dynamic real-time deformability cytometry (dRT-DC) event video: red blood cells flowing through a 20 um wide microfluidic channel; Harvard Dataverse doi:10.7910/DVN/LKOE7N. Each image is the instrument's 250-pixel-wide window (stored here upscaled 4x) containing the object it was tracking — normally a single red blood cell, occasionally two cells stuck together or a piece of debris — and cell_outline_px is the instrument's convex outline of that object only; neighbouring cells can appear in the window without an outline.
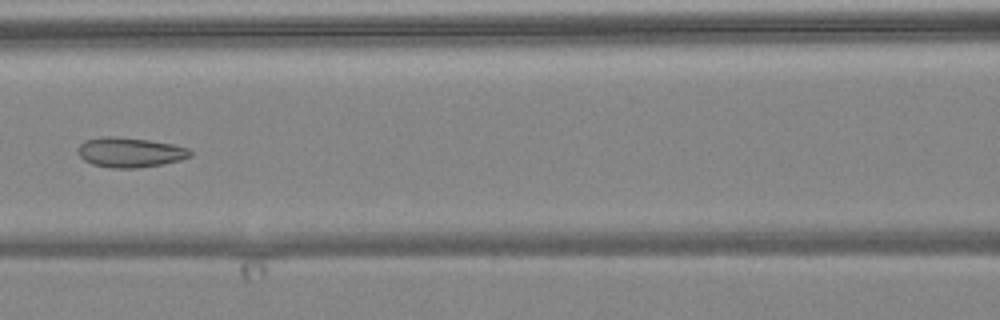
{"species": "common noctule bat (a hibernating species)", "species_latin": "Nyctalus noctula", "temperature_condition": "warm", "stored_images_in_passage": 7, "camera_frame_rate_fps": 3000, "um_per_image_px": 0.085, "animal": {"sex": "female", "body_mass_g": 24.6, "forearm_length_mm": 56.2}, "frame": {"image": 1, "passage_image": 6, "time_ms": 5.667, "image_size_px": [1000, 320], "cell_outline_px": [[192, 156], [180, 160], [164, 164], [136, 168], [112, 168], [92, 164], [84, 160], [80, 156], [76, 148], [84, 140], [100, 136], [116, 136], [148, 140], [172, 144], [188, 148], [192, 152]], "centroid_in_image_um": [11.03, 12.94], "position_along_channel_um": 155.6, "area_um2": 19.71}}
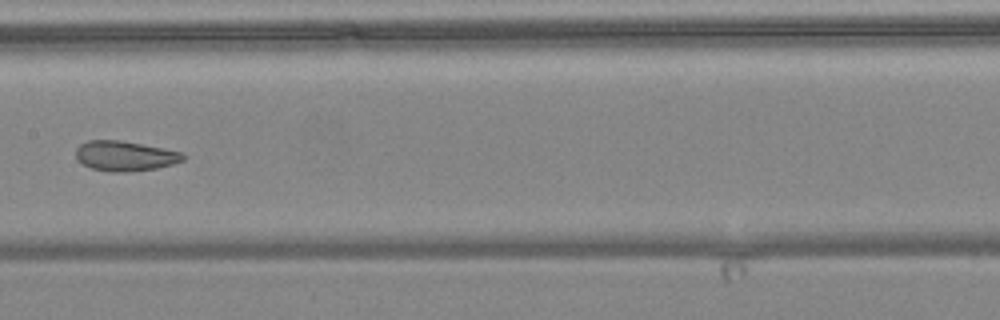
{"frame": {"image": 2, "passage_image": 7, "time_ms": 6.667, "image_size_px": [1000, 320], "cell_outline_px": [[184, 160], [172, 164], [156, 168], [124, 172], [112, 172], [92, 168], [76, 160], [76, 148], [80, 144], [88, 140], [120, 140], [164, 148], [184, 152]], "centroid_in_image_um": [10.62, 13.24], "position_along_channel_um": 196.8, "area_um2": 18.73}}